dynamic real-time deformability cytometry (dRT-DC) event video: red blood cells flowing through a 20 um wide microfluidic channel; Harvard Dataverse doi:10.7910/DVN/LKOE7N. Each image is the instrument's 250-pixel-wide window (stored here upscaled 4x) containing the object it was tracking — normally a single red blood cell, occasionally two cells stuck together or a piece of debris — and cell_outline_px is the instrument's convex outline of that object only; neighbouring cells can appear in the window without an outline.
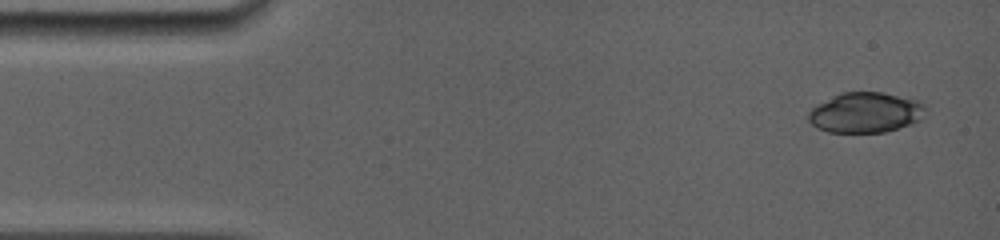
{"species": "common noctule bat (a hibernating species)", "species_latin": "Nyctalus noctula", "temperature_condition": "room temperature", "stored_images_in_passage": 6, "camera_frame_rate_fps": 5000, "um_per_image_px": 0.085, "animal": {"sex": "female", "body_mass_g": 19.0, "forearm_length_mm": 56.7}, "frame": {"image": 1, "passage_image": 1, "time_ms": 0.0, "image_size_px": [1000, 240], "cell_outline_px": [[924, 108], [920, 120], [884, 132], [828, 132], [816, 128], [808, 120], [808, 112], [816, 104], [840, 92], [880, 92], [916, 100], [924, 104]], "centroid_in_image_um": [73.49, 9.56], "position_along_channel_um": 11.5, "area_um2": 27.22}}
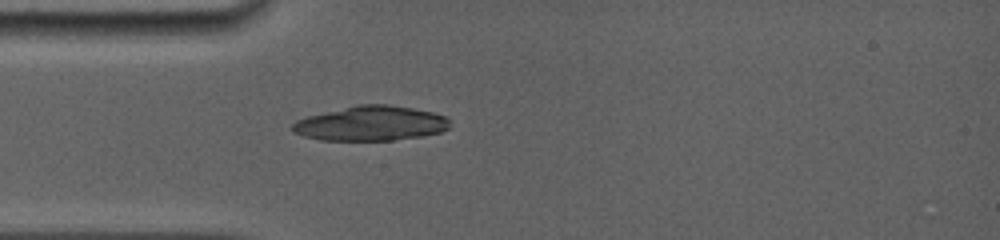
{"frame": {"image": 2, "passage_image": 6, "time_ms": 3.6, "image_size_px": [1000, 240], "cell_outline_px": [[448, 128], [440, 132], [420, 136], [392, 140], [320, 140], [304, 136], [292, 132], [288, 128], [296, 120], [308, 116], [356, 104], [388, 104], [412, 108], [432, 112], [444, 116], [448, 120]], "centroid_in_image_um": [31.45, 10.49], "position_along_channel_um": 53.5, "area_um2": 31.79}}